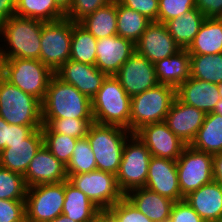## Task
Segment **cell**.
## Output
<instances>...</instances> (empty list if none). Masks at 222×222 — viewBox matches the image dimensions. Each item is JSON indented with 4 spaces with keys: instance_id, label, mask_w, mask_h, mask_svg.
I'll use <instances>...</instances> for the list:
<instances>
[{
    "instance_id": "cell-1",
    "label": "cell",
    "mask_w": 222,
    "mask_h": 222,
    "mask_svg": "<svg viewBox=\"0 0 222 222\" xmlns=\"http://www.w3.org/2000/svg\"><path fill=\"white\" fill-rule=\"evenodd\" d=\"M42 26L43 21L16 15L3 21L0 24V42H4L0 44V60H40Z\"/></svg>"
},
{
    "instance_id": "cell-2",
    "label": "cell",
    "mask_w": 222,
    "mask_h": 222,
    "mask_svg": "<svg viewBox=\"0 0 222 222\" xmlns=\"http://www.w3.org/2000/svg\"><path fill=\"white\" fill-rule=\"evenodd\" d=\"M42 118L94 119L91 99L54 75L42 102Z\"/></svg>"
},
{
    "instance_id": "cell-3",
    "label": "cell",
    "mask_w": 222,
    "mask_h": 222,
    "mask_svg": "<svg viewBox=\"0 0 222 222\" xmlns=\"http://www.w3.org/2000/svg\"><path fill=\"white\" fill-rule=\"evenodd\" d=\"M91 104L95 123L129 130L131 97L114 75L104 79Z\"/></svg>"
},
{
    "instance_id": "cell-4",
    "label": "cell",
    "mask_w": 222,
    "mask_h": 222,
    "mask_svg": "<svg viewBox=\"0 0 222 222\" xmlns=\"http://www.w3.org/2000/svg\"><path fill=\"white\" fill-rule=\"evenodd\" d=\"M0 74L23 92L41 102L55 73L38 59L11 58L0 60Z\"/></svg>"
},
{
    "instance_id": "cell-5",
    "label": "cell",
    "mask_w": 222,
    "mask_h": 222,
    "mask_svg": "<svg viewBox=\"0 0 222 222\" xmlns=\"http://www.w3.org/2000/svg\"><path fill=\"white\" fill-rule=\"evenodd\" d=\"M132 133L123 127L93 123L87 139L94 153L97 170L117 174L124 144Z\"/></svg>"
},
{
    "instance_id": "cell-6",
    "label": "cell",
    "mask_w": 222,
    "mask_h": 222,
    "mask_svg": "<svg viewBox=\"0 0 222 222\" xmlns=\"http://www.w3.org/2000/svg\"><path fill=\"white\" fill-rule=\"evenodd\" d=\"M175 98L176 89L162 84L131 97L129 131L164 121Z\"/></svg>"
},
{
    "instance_id": "cell-7",
    "label": "cell",
    "mask_w": 222,
    "mask_h": 222,
    "mask_svg": "<svg viewBox=\"0 0 222 222\" xmlns=\"http://www.w3.org/2000/svg\"><path fill=\"white\" fill-rule=\"evenodd\" d=\"M0 116L12 125H43L42 102L0 74Z\"/></svg>"
},
{
    "instance_id": "cell-8",
    "label": "cell",
    "mask_w": 222,
    "mask_h": 222,
    "mask_svg": "<svg viewBox=\"0 0 222 222\" xmlns=\"http://www.w3.org/2000/svg\"><path fill=\"white\" fill-rule=\"evenodd\" d=\"M151 157L150 151L136 134L127 139L116 174L117 184L124 196L145 186Z\"/></svg>"
},
{
    "instance_id": "cell-9",
    "label": "cell",
    "mask_w": 222,
    "mask_h": 222,
    "mask_svg": "<svg viewBox=\"0 0 222 222\" xmlns=\"http://www.w3.org/2000/svg\"><path fill=\"white\" fill-rule=\"evenodd\" d=\"M64 200L65 181L28 187L25 199L26 222H47L60 216Z\"/></svg>"
},
{
    "instance_id": "cell-10",
    "label": "cell",
    "mask_w": 222,
    "mask_h": 222,
    "mask_svg": "<svg viewBox=\"0 0 222 222\" xmlns=\"http://www.w3.org/2000/svg\"><path fill=\"white\" fill-rule=\"evenodd\" d=\"M72 21L43 22L40 61L54 73L70 59Z\"/></svg>"
},
{
    "instance_id": "cell-11",
    "label": "cell",
    "mask_w": 222,
    "mask_h": 222,
    "mask_svg": "<svg viewBox=\"0 0 222 222\" xmlns=\"http://www.w3.org/2000/svg\"><path fill=\"white\" fill-rule=\"evenodd\" d=\"M176 166L179 188L184 197L213 181V154L186 145L176 160Z\"/></svg>"
},
{
    "instance_id": "cell-12",
    "label": "cell",
    "mask_w": 222,
    "mask_h": 222,
    "mask_svg": "<svg viewBox=\"0 0 222 222\" xmlns=\"http://www.w3.org/2000/svg\"><path fill=\"white\" fill-rule=\"evenodd\" d=\"M67 181L84 192L100 210H108L124 197L117 184L116 175L109 172L94 170L68 175Z\"/></svg>"
},
{
    "instance_id": "cell-13",
    "label": "cell",
    "mask_w": 222,
    "mask_h": 222,
    "mask_svg": "<svg viewBox=\"0 0 222 222\" xmlns=\"http://www.w3.org/2000/svg\"><path fill=\"white\" fill-rule=\"evenodd\" d=\"M114 76L130 97L159 84L155 75L154 63L137 52L129 57Z\"/></svg>"
},
{
    "instance_id": "cell-14",
    "label": "cell",
    "mask_w": 222,
    "mask_h": 222,
    "mask_svg": "<svg viewBox=\"0 0 222 222\" xmlns=\"http://www.w3.org/2000/svg\"><path fill=\"white\" fill-rule=\"evenodd\" d=\"M152 156L176 161L186 143L176 136L164 121L143 126L135 133Z\"/></svg>"
},
{
    "instance_id": "cell-15",
    "label": "cell",
    "mask_w": 222,
    "mask_h": 222,
    "mask_svg": "<svg viewBox=\"0 0 222 222\" xmlns=\"http://www.w3.org/2000/svg\"><path fill=\"white\" fill-rule=\"evenodd\" d=\"M136 52L151 63L176 54L181 48L169 34L163 22L151 21L139 41Z\"/></svg>"
},
{
    "instance_id": "cell-16",
    "label": "cell",
    "mask_w": 222,
    "mask_h": 222,
    "mask_svg": "<svg viewBox=\"0 0 222 222\" xmlns=\"http://www.w3.org/2000/svg\"><path fill=\"white\" fill-rule=\"evenodd\" d=\"M144 187L175 202L185 198L179 188L176 161L171 159L151 157Z\"/></svg>"
},
{
    "instance_id": "cell-17",
    "label": "cell",
    "mask_w": 222,
    "mask_h": 222,
    "mask_svg": "<svg viewBox=\"0 0 222 222\" xmlns=\"http://www.w3.org/2000/svg\"><path fill=\"white\" fill-rule=\"evenodd\" d=\"M96 50L95 66L107 76H113L136 52V47L132 41L114 35L98 39Z\"/></svg>"
},
{
    "instance_id": "cell-18",
    "label": "cell",
    "mask_w": 222,
    "mask_h": 222,
    "mask_svg": "<svg viewBox=\"0 0 222 222\" xmlns=\"http://www.w3.org/2000/svg\"><path fill=\"white\" fill-rule=\"evenodd\" d=\"M55 75L64 83L73 85L89 99L95 96L107 77L95 65L79 63L71 59L64 63Z\"/></svg>"
},
{
    "instance_id": "cell-19",
    "label": "cell",
    "mask_w": 222,
    "mask_h": 222,
    "mask_svg": "<svg viewBox=\"0 0 222 222\" xmlns=\"http://www.w3.org/2000/svg\"><path fill=\"white\" fill-rule=\"evenodd\" d=\"M67 178L66 165L60 162L44 144L30 161L24 175L27 187L59 183L66 181Z\"/></svg>"
},
{
    "instance_id": "cell-20",
    "label": "cell",
    "mask_w": 222,
    "mask_h": 222,
    "mask_svg": "<svg viewBox=\"0 0 222 222\" xmlns=\"http://www.w3.org/2000/svg\"><path fill=\"white\" fill-rule=\"evenodd\" d=\"M206 114L193 106L174 99L164 122L187 145L195 139Z\"/></svg>"
},
{
    "instance_id": "cell-21",
    "label": "cell",
    "mask_w": 222,
    "mask_h": 222,
    "mask_svg": "<svg viewBox=\"0 0 222 222\" xmlns=\"http://www.w3.org/2000/svg\"><path fill=\"white\" fill-rule=\"evenodd\" d=\"M43 144L41 128L35 129L22 142L6 144V148L0 152V166L24 176L30 161Z\"/></svg>"
},
{
    "instance_id": "cell-22",
    "label": "cell",
    "mask_w": 222,
    "mask_h": 222,
    "mask_svg": "<svg viewBox=\"0 0 222 222\" xmlns=\"http://www.w3.org/2000/svg\"><path fill=\"white\" fill-rule=\"evenodd\" d=\"M176 97L183 103L200 109L205 114L214 111L220 94L217 84L189 77L176 88Z\"/></svg>"
},
{
    "instance_id": "cell-23",
    "label": "cell",
    "mask_w": 222,
    "mask_h": 222,
    "mask_svg": "<svg viewBox=\"0 0 222 222\" xmlns=\"http://www.w3.org/2000/svg\"><path fill=\"white\" fill-rule=\"evenodd\" d=\"M205 222H222V186L212 181L184 198Z\"/></svg>"
},
{
    "instance_id": "cell-24",
    "label": "cell",
    "mask_w": 222,
    "mask_h": 222,
    "mask_svg": "<svg viewBox=\"0 0 222 222\" xmlns=\"http://www.w3.org/2000/svg\"><path fill=\"white\" fill-rule=\"evenodd\" d=\"M125 197L153 222H169L175 201L145 187L128 192Z\"/></svg>"
},
{
    "instance_id": "cell-25",
    "label": "cell",
    "mask_w": 222,
    "mask_h": 222,
    "mask_svg": "<svg viewBox=\"0 0 222 222\" xmlns=\"http://www.w3.org/2000/svg\"><path fill=\"white\" fill-rule=\"evenodd\" d=\"M159 84L177 88L190 77V54L181 49L176 54L154 63Z\"/></svg>"
},
{
    "instance_id": "cell-26",
    "label": "cell",
    "mask_w": 222,
    "mask_h": 222,
    "mask_svg": "<svg viewBox=\"0 0 222 222\" xmlns=\"http://www.w3.org/2000/svg\"><path fill=\"white\" fill-rule=\"evenodd\" d=\"M187 51L190 55L222 53V18H206Z\"/></svg>"
},
{
    "instance_id": "cell-27",
    "label": "cell",
    "mask_w": 222,
    "mask_h": 222,
    "mask_svg": "<svg viewBox=\"0 0 222 222\" xmlns=\"http://www.w3.org/2000/svg\"><path fill=\"white\" fill-rule=\"evenodd\" d=\"M206 17L194 8L182 16L170 19L164 24L181 49H188Z\"/></svg>"
},
{
    "instance_id": "cell-28",
    "label": "cell",
    "mask_w": 222,
    "mask_h": 222,
    "mask_svg": "<svg viewBox=\"0 0 222 222\" xmlns=\"http://www.w3.org/2000/svg\"><path fill=\"white\" fill-rule=\"evenodd\" d=\"M101 211L81 190L65 181V200L62 214L76 222H89Z\"/></svg>"
},
{
    "instance_id": "cell-29",
    "label": "cell",
    "mask_w": 222,
    "mask_h": 222,
    "mask_svg": "<svg viewBox=\"0 0 222 222\" xmlns=\"http://www.w3.org/2000/svg\"><path fill=\"white\" fill-rule=\"evenodd\" d=\"M79 23L97 40L117 35V0L87 15Z\"/></svg>"
},
{
    "instance_id": "cell-30",
    "label": "cell",
    "mask_w": 222,
    "mask_h": 222,
    "mask_svg": "<svg viewBox=\"0 0 222 222\" xmlns=\"http://www.w3.org/2000/svg\"><path fill=\"white\" fill-rule=\"evenodd\" d=\"M190 146L210 154L222 152V115L214 112L206 114L204 122Z\"/></svg>"
},
{
    "instance_id": "cell-31",
    "label": "cell",
    "mask_w": 222,
    "mask_h": 222,
    "mask_svg": "<svg viewBox=\"0 0 222 222\" xmlns=\"http://www.w3.org/2000/svg\"><path fill=\"white\" fill-rule=\"evenodd\" d=\"M97 39L79 22L72 21L70 59L84 64L95 65Z\"/></svg>"
},
{
    "instance_id": "cell-32",
    "label": "cell",
    "mask_w": 222,
    "mask_h": 222,
    "mask_svg": "<svg viewBox=\"0 0 222 222\" xmlns=\"http://www.w3.org/2000/svg\"><path fill=\"white\" fill-rule=\"evenodd\" d=\"M15 15L23 18L53 22L66 18L54 0H16Z\"/></svg>"
},
{
    "instance_id": "cell-33",
    "label": "cell",
    "mask_w": 222,
    "mask_h": 222,
    "mask_svg": "<svg viewBox=\"0 0 222 222\" xmlns=\"http://www.w3.org/2000/svg\"><path fill=\"white\" fill-rule=\"evenodd\" d=\"M151 21L117 1V35L136 44Z\"/></svg>"
},
{
    "instance_id": "cell-34",
    "label": "cell",
    "mask_w": 222,
    "mask_h": 222,
    "mask_svg": "<svg viewBox=\"0 0 222 222\" xmlns=\"http://www.w3.org/2000/svg\"><path fill=\"white\" fill-rule=\"evenodd\" d=\"M190 77L214 84L222 83V53L190 55Z\"/></svg>"
},
{
    "instance_id": "cell-35",
    "label": "cell",
    "mask_w": 222,
    "mask_h": 222,
    "mask_svg": "<svg viewBox=\"0 0 222 222\" xmlns=\"http://www.w3.org/2000/svg\"><path fill=\"white\" fill-rule=\"evenodd\" d=\"M94 119L42 118V132H55L74 138L87 136Z\"/></svg>"
},
{
    "instance_id": "cell-36",
    "label": "cell",
    "mask_w": 222,
    "mask_h": 222,
    "mask_svg": "<svg viewBox=\"0 0 222 222\" xmlns=\"http://www.w3.org/2000/svg\"><path fill=\"white\" fill-rule=\"evenodd\" d=\"M97 170L94 153L87 137L79 138L70 162L66 166L67 175L81 174Z\"/></svg>"
},
{
    "instance_id": "cell-37",
    "label": "cell",
    "mask_w": 222,
    "mask_h": 222,
    "mask_svg": "<svg viewBox=\"0 0 222 222\" xmlns=\"http://www.w3.org/2000/svg\"><path fill=\"white\" fill-rule=\"evenodd\" d=\"M27 188L24 176L0 166V199L25 200Z\"/></svg>"
},
{
    "instance_id": "cell-38",
    "label": "cell",
    "mask_w": 222,
    "mask_h": 222,
    "mask_svg": "<svg viewBox=\"0 0 222 222\" xmlns=\"http://www.w3.org/2000/svg\"><path fill=\"white\" fill-rule=\"evenodd\" d=\"M42 133L44 145L60 162L67 166L71 160L78 139L55 132Z\"/></svg>"
},
{
    "instance_id": "cell-39",
    "label": "cell",
    "mask_w": 222,
    "mask_h": 222,
    "mask_svg": "<svg viewBox=\"0 0 222 222\" xmlns=\"http://www.w3.org/2000/svg\"><path fill=\"white\" fill-rule=\"evenodd\" d=\"M107 211L114 222H153L140 212L125 196Z\"/></svg>"
},
{
    "instance_id": "cell-40",
    "label": "cell",
    "mask_w": 222,
    "mask_h": 222,
    "mask_svg": "<svg viewBox=\"0 0 222 222\" xmlns=\"http://www.w3.org/2000/svg\"><path fill=\"white\" fill-rule=\"evenodd\" d=\"M196 8L195 0H159L158 22L165 23Z\"/></svg>"
},
{
    "instance_id": "cell-41",
    "label": "cell",
    "mask_w": 222,
    "mask_h": 222,
    "mask_svg": "<svg viewBox=\"0 0 222 222\" xmlns=\"http://www.w3.org/2000/svg\"><path fill=\"white\" fill-rule=\"evenodd\" d=\"M113 0H73L70 9L65 13L66 18L80 22L87 15L108 5Z\"/></svg>"
},
{
    "instance_id": "cell-42",
    "label": "cell",
    "mask_w": 222,
    "mask_h": 222,
    "mask_svg": "<svg viewBox=\"0 0 222 222\" xmlns=\"http://www.w3.org/2000/svg\"><path fill=\"white\" fill-rule=\"evenodd\" d=\"M0 222H26L25 200L0 199Z\"/></svg>"
},
{
    "instance_id": "cell-43",
    "label": "cell",
    "mask_w": 222,
    "mask_h": 222,
    "mask_svg": "<svg viewBox=\"0 0 222 222\" xmlns=\"http://www.w3.org/2000/svg\"><path fill=\"white\" fill-rule=\"evenodd\" d=\"M121 5L133 9L150 21L158 20L159 0H117Z\"/></svg>"
},
{
    "instance_id": "cell-44",
    "label": "cell",
    "mask_w": 222,
    "mask_h": 222,
    "mask_svg": "<svg viewBox=\"0 0 222 222\" xmlns=\"http://www.w3.org/2000/svg\"><path fill=\"white\" fill-rule=\"evenodd\" d=\"M169 222H205L199 214L183 199L174 202Z\"/></svg>"
},
{
    "instance_id": "cell-45",
    "label": "cell",
    "mask_w": 222,
    "mask_h": 222,
    "mask_svg": "<svg viewBox=\"0 0 222 222\" xmlns=\"http://www.w3.org/2000/svg\"><path fill=\"white\" fill-rule=\"evenodd\" d=\"M195 7L206 18H222V0H195Z\"/></svg>"
},
{
    "instance_id": "cell-46",
    "label": "cell",
    "mask_w": 222,
    "mask_h": 222,
    "mask_svg": "<svg viewBox=\"0 0 222 222\" xmlns=\"http://www.w3.org/2000/svg\"><path fill=\"white\" fill-rule=\"evenodd\" d=\"M42 126L43 125H12V124H9L8 142H6V144L22 142L35 129H40V128H42Z\"/></svg>"
},
{
    "instance_id": "cell-47",
    "label": "cell",
    "mask_w": 222,
    "mask_h": 222,
    "mask_svg": "<svg viewBox=\"0 0 222 222\" xmlns=\"http://www.w3.org/2000/svg\"><path fill=\"white\" fill-rule=\"evenodd\" d=\"M16 0H0V24L15 16Z\"/></svg>"
},
{
    "instance_id": "cell-48",
    "label": "cell",
    "mask_w": 222,
    "mask_h": 222,
    "mask_svg": "<svg viewBox=\"0 0 222 222\" xmlns=\"http://www.w3.org/2000/svg\"><path fill=\"white\" fill-rule=\"evenodd\" d=\"M213 181L222 186V152L213 154Z\"/></svg>"
},
{
    "instance_id": "cell-49",
    "label": "cell",
    "mask_w": 222,
    "mask_h": 222,
    "mask_svg": "<svg viewBox=\"0 0 222 222\" xmlns=\"http://www.w3.org/2000/svg\"><path fill=\"white\" fill-rule=\"evenodd\" d=\"M9 123L0 116V152L6 148L8 142Z\"/></svg>"
},
{
    "instance_id": "cell-50",
    "label": "cell",
    "mask_w": 222,
    "mask_h": 222,
    "mask_svg": "<svg viewBox=\"0 0 222 222\" xmlns=\"http://www.w3.org/2000/svg\"><path fill=\"white\" fill-rule=\"evenodd\" d=\"M89 222H114V221L107 210H101Z\"/></svg>"
},
{
    "instance_id": "cell-51",
    "label": "cell",
    "mask_w": 222,
    "mask_h": 222,
    "mask_svg": "<svg viewBox=\"0 0 222 222\" xmlns=\"http://www.w3.org/2000/svg\"><path fill=\"white\" fill-rule=\"evenodd\" d=\"M56 5L64 12L66 13L72 4L73 0H54Z\"/></svg>"
},
{
    "instance_id": "cell-52",
    "label": "cell",
    "mask_w": 222,
    "mask_h": 222,
    "mask_svg": "<svg viewBox=\"0 0 222 222\" xmlns=\"http://www.w3.org/2000/svg\"><path fill=\"white\" fill-rule=\"evenodd\" d=\"M47 222H76L72 219H70L69 217L61 214L60 216L50 220V221H47Z\"/></svg>"
},
{
    "instance_id": "cell-53",
    "label": "cell",
    "mask_w": 222,
    "mask_h": 222,
    "mask_svg": "<svg viewBox=\"0 0 222 222\" xmlns=\"http://www.w3.org/2000/svg\"><path fill=\"white\" fill-rule=\"evenodd\" d=\"M213 112L218 115H222V99H220L219 102L216 104V107Z\"/></svg>"
},
{
    "instance_id": "cell-54",
    "label": "cell",
    "mask_w": 222,
    "mask_h": 222,
    "mask_svg": "<svg viewBox=\"0 0 222 222\" xmlns=\"http://www.w3.org/2000/svg\"><path fill=\"white\" fill-rule=\"evenodd\" d=\"M217 86H218L220 98L222 99V83L217 84Z\"/></svg>"
}]
</instances>
